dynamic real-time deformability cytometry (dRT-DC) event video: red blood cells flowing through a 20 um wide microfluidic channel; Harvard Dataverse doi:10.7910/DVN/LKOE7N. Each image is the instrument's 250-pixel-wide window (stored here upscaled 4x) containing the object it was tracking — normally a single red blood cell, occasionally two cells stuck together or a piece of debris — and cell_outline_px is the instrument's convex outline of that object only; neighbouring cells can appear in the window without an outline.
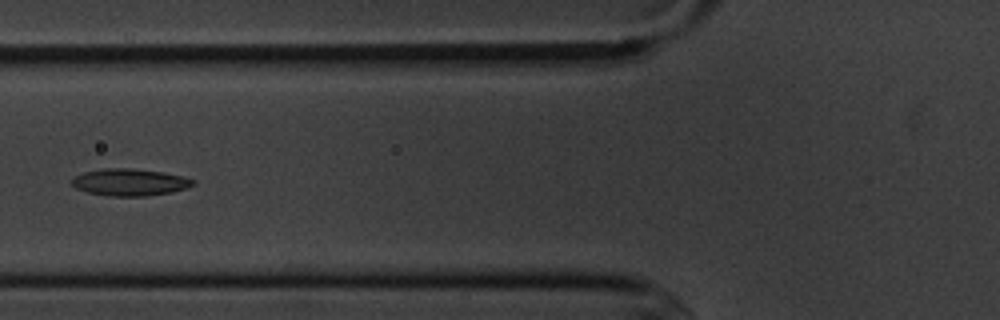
{"species": "common noctule bat (a hibernating species)", "species_latin": "Nyctalus noctula", "temperature_condition": "cold", "stored_images_in_passage": 5, "camera_frame_rate_fps": 3000, "um_per_image_px": 0.085, "animal": {"sex": "male", "body_mass_g": 20.1, "forearm_length_mm": 53.5}, "frame": {"image": 1, "passage_image": 5, "time_ms": 5.333, "image_size_px": [1000, 320], "cell_outline_px": [[196, 184], [188, 188], [172, 192], [148, 196], [108, 196], [88, 192], [76, 188], [72, 184], [72, 176], [84, 172], [104, 168], [132, 168], [164, 172], [184, 176], [196, 180]], "centroid_in_image_um": [11.07, 15.48], "position_along_channel_um": 114.7, "area_um2": 19.36}}